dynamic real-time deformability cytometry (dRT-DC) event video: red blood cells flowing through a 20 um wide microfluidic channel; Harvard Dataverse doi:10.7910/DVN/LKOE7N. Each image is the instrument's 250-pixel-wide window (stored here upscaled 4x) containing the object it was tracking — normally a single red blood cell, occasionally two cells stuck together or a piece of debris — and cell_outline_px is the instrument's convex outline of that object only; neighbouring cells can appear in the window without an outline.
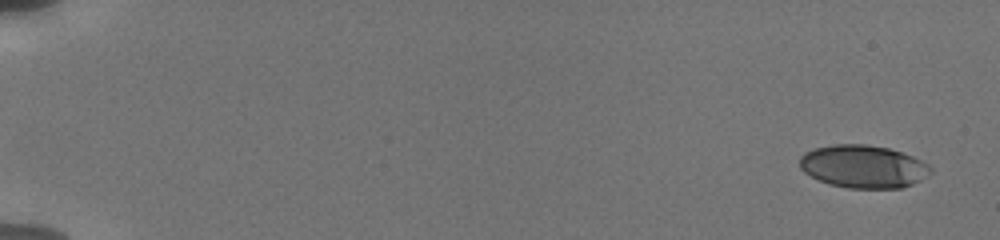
{"species": "human", "species_latin": "Homo sapiens", "temperature_condition": "cold", "stored_images_in_passage": 8, "camera_frame_rate_fps": 3000, "um_per_image_px": 0.085, "donor": {"sex": "male"}, "frame": {"image": 1, "passage_image": 1, "time_ms": 0.0, "image_size_px": [1000, 240], "cell_outline_px": [[932, 172], [920, 180], [912, 184], [900, 188], [848, 188], [828, 184], [804, 172], [800, 168], [800, 156], [804, 152], [816, 148], [832, 144], [864, 144], [888, 148], [912, 156], [928, 164], [932, 168]], "centroid_in_image_um": [73.37, 14.15], "position_along_channel_um": 11.6, "area_um2": 32.6}}
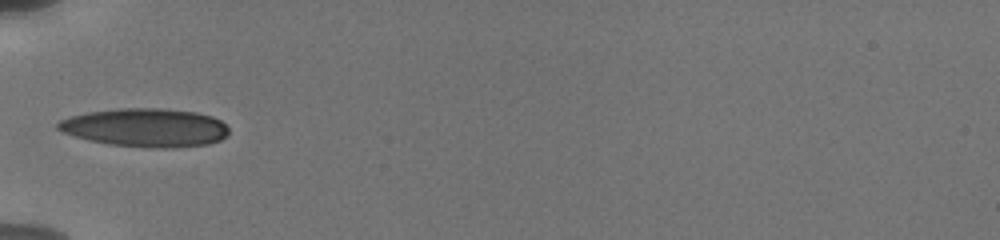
{"frame": {"image": 2, "passage_image": 7, "time_ms": 6.333, "image_size_px": [1000, 240], "cell_outline_px": [[228, 132], [220, 140], [208, 144], [172, 148], [152, 148], [108, 144], [76, 136], [64, 132], [56, 128], [56, 124], [60, 120], [68, 116], [88, 112], [120, 108], [160, 108], [196, 112], [212, 116], [220, 120], [228, 128]], "centroid_in_image_um": [12.36, 10.84], "position_along_channel_um": 72.6, "area_um2": 38.21}}
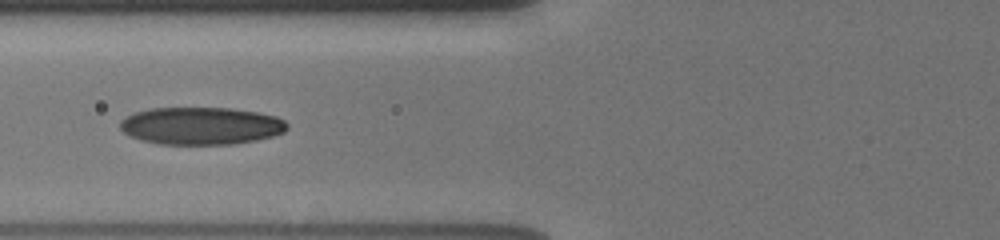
{"frame": {"image": 3, "passage_image": 8, "time_ms": 7.333, "image_size_px": [1000, 240], "cell_outline_px": [[288, 128], [284, 132], [272, 136], [256, 140], [232, 144], [160, 144], [140, 140], [124, 132], [120, 128], [120, 120], [136, 112], [152, 108], [232, 108], [260, 112], [276, 116], [284, 120], [288, 124]], "centroid_in_image_um": [17.12, 10.69], "position_along_channel_um": 108.7, "area_um2": 36.53}}